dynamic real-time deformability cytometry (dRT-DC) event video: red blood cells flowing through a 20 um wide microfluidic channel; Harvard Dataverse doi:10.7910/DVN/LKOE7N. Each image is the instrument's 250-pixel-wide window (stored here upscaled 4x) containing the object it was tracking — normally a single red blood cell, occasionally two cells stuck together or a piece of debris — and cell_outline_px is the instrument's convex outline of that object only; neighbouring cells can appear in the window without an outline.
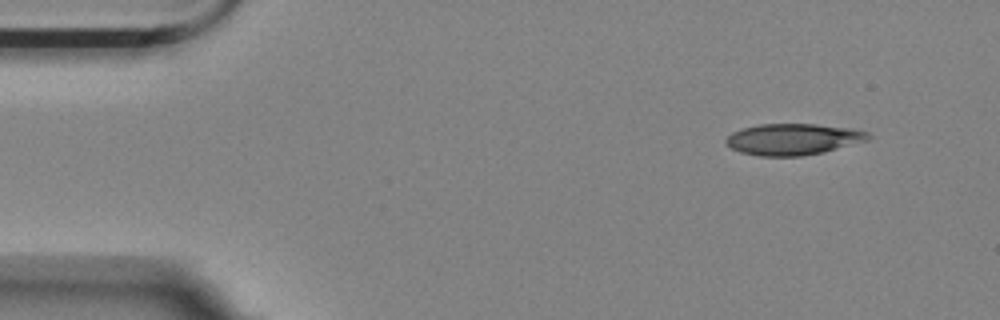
{"species": "Egyptian fruit bat (a non-hibernating species)", "species_latin": "Rousettus aegyptiacus", "temperature_condition": "room temperature", "stored_images_in_passage": 4, "camera_frame_rate_fps": 3000, "um_per_image_px": 0.085, "animal": {"sex": "female"}, "frame": {"image": 1, "passage_image": 1, "time_ms": 0.0, "image_size_px": [1000, 320], "cell_outline_px": [[872, 136], [868, 140], [824, 152], [800, 156], [760, 156], [740, 152], [732, 148], [724, 140], [732, 132], [744, 128], [760, 124], [816, 124], [848, 128], [868, 132]], "centroid_in_image_um": [67.42, 11.84], "position_along_channel_um": 17.6, "area_um2": 25.78}}
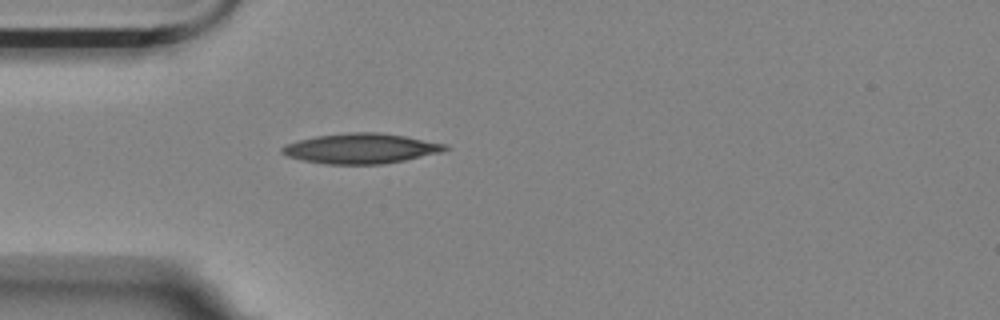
{"frame": {"image": 2, "passage_image": 4, "time_ms": 3.333, "image_size_px": [1000, 320], "cell_outline_px": [[448, 148], [440, 152], [404, 160], [384, 164], [324, 164], [304, 160], [288, 156], [280, 152], [280, 148], [288, 144], [300, 140], [316, 136], [352, 132], [380, 132], [404, 136], [448, 144]], "centroid_in_image_um": [30.68, 12.62], "position_along_channel_um": 54.3, "area_um2": 28.32}}